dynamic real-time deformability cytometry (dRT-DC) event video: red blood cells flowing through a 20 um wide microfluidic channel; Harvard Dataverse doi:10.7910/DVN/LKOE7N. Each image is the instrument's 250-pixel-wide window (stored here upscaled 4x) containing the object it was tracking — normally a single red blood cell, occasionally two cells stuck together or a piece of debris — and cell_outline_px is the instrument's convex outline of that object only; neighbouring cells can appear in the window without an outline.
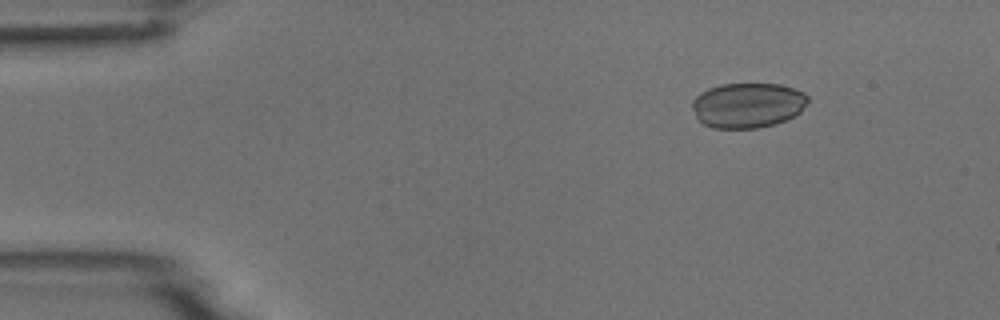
{"species": "common noctule bat (a hibernating species)", "species_latin": "Nyctalus noctula", "temperature_condition": "room temperature", "stored_images_in_passage": 5, "camera_frame_rate_fps": 3000, "um_per_image_px": 0.085, "animal": {"sex": "male", "body_mass_g": 18.8}, "frame": {"image": 1, "passage_image": 2, "time_ms": 1.0, "image_size_px": [1000, 320], "cell_outline_px": [[808, 100], [800, 112], [776, 124], [756, 128], [712, 128], [696, 120], [692, 108], [692, 100], [700, 92], [708, 88], [720, 84], [780, 84], [804, 92], [808, 96]], "centroid_in_image_um": [63.51, 8.94], "position_along_channel_um": 21.5, "area_um2": 30.52}}